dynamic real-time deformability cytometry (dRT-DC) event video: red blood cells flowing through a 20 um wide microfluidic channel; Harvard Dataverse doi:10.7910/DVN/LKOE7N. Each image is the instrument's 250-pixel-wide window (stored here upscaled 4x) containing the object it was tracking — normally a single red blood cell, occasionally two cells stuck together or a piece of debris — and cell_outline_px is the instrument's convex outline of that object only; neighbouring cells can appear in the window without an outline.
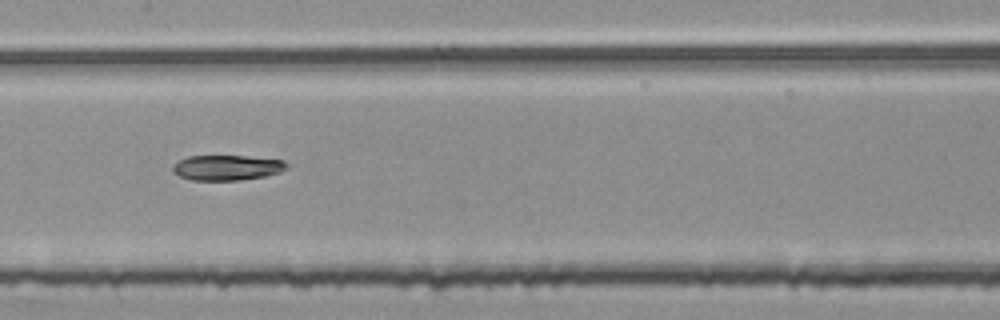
{"species": "common noctule bat (a hibernating species)", "species_latin": "Nyctalus noctula", "temperature_condition": "room temperature", "stored_images_in_passage": 53, "segment_of_instrument_passage": [2, 3], "camera_frame_rate_fps": 3000, "um_per_image_px": 0.085, "animal": {"sex": "female", "body_mass_g": 25.1}, "frame": {"image": 1, "passage_image": 25, "time_ms": 8.0, "image_size_px": [1000, 320], "cell_outline_px": [[288, 168], [280, 172], [264, 176], [240, 180], [192, 180], [180, 176], [172, 168], [180, 160], [188, 156], [248, 156], [284, 160], [288, 164]], "centroid_in_image_um": [19.36, 14.24], "position_along_channel_um": 188.0, "area_um2": 16.59}}
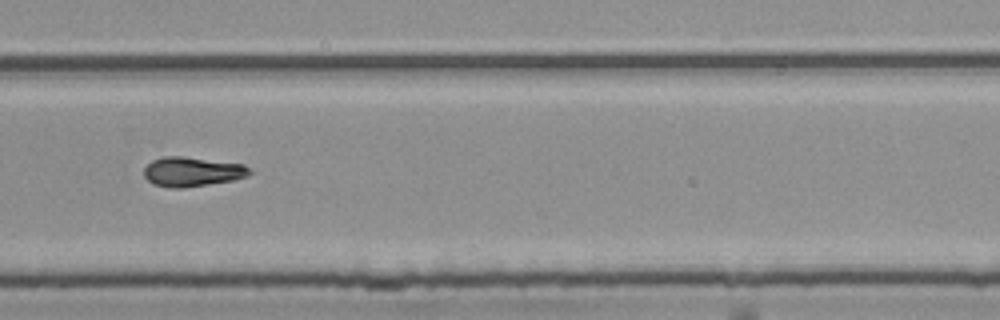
{"frame": {"image": 2, "passage_image": 35, "time_ms": 11.333, "image_size_px": [1000, 320], "cell_outline_px": [[252, 172], [248, 176], [236, 180], [184, 188], [168, 188], [152, 184], [144, 176], [144, 168], [152, 160], [164, 156], [184, 156], [244, 164]], "centroid_in_image_um": [16.34, 14.6], "position_along_channel_um": 313.5, "area_um2": 18.44}}
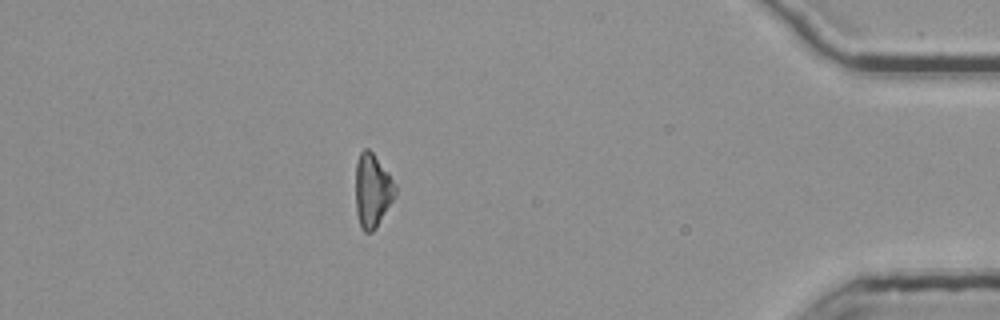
{"frame": {"image": 3, "passage_image": 46, "time_ms": 15.0, "image_size_px": [1000, 320], "cell_outline_px": [[396, 192], [392, 200], [376, 228], [372, 232], [364, 232], [360, 228], [356, 212], [356, 164], [360, 152], [364, 148], [368, 148], [372, 152], [388, 172], [396, 184]], "centroid_in_image_um": [31.64, 16.2], "position_along_channel_um": 403.6, "area_um2": 16.94}}